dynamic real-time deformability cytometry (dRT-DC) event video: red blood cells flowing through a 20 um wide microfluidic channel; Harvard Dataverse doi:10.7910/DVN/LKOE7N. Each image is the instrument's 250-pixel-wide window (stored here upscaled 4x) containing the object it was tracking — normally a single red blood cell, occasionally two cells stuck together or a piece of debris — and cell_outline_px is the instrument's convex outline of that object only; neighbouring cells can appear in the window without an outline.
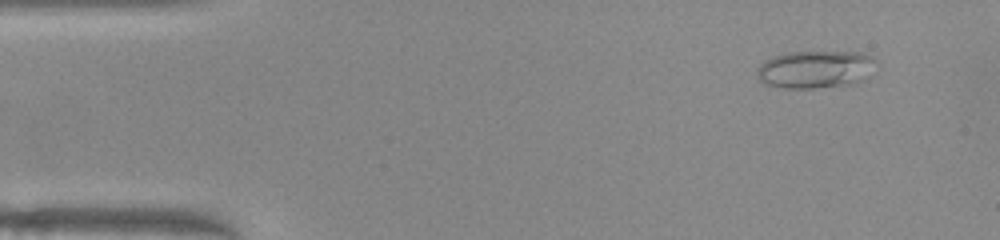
{"species": "common noctule bat (a hibernating species)", "species_latin": "Nyctalus noctula", "temperature_condition": "warm", "stored_images_in_passage": 41, "camera_frame_rate_fps": 3000, "um_per_image_px": 0.085, "animal": {"sex": "female", "body_mass_g": 22.0, "forearm_length_mm": 56.7}, "frame": {"image": 1, "passage_image": 1, "time_ms": 0.0, "image_size_px": [1000, 240], "cell_outline_px": [[876, 60], [860, 80], [852, 84], [816, 88], [784, 88], [764, 84], [756, 76], [756, 68], [764, 60], [772, 56], [784, 52], [864, 52], [872, 56]], "centroid_in_image_um": [69.19, 5.88], "position_along_channel_um": 15.8, "area_um2": 26.01}}
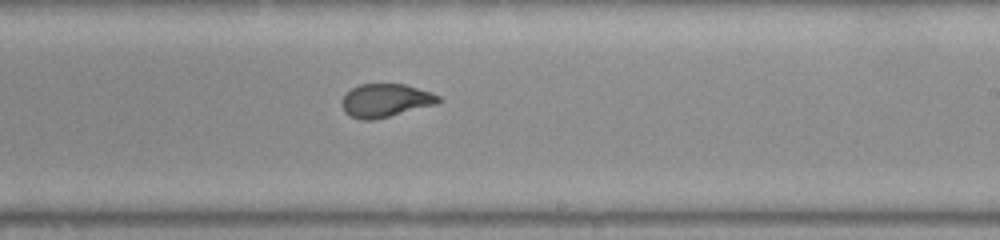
{"frame": {"image": 2, "passage_image": 26, "time_ms": 8.333, "image_size_px": [1000, 240], "cell_outline_px": [[444, 100], [436, 104], [372, 120], [360, 120], [344, 112], [340, 104], [340, 100], [352, 88], [360, 84], [404, 84], [432, 92], [440, 96]], "centroid_in_image_um": [32.77, 8.53], "position_along_channel_um": 256.2, "area_um2": 18.73}}
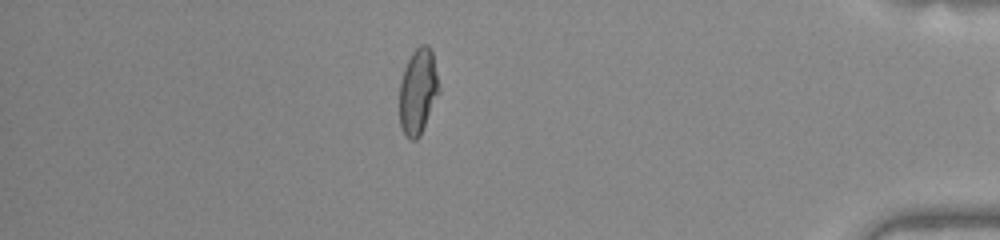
{"frame": {"image": 3, "passage_image": 40, "time_ms": 13.0, "image_size_px": [1000, 240], "cell_outline_px": [[440, 92], [420, 136], [416, 140], [408, 140], [400, 124], [400, 80], [404, 68], [412, 52], [420, 44], [428, 44], [432, 48], [440, 88]], "centroid_in_image_um": [35.55, 7.74], "position_along_channel_um": 399.7, "area_um2": 20.0}}